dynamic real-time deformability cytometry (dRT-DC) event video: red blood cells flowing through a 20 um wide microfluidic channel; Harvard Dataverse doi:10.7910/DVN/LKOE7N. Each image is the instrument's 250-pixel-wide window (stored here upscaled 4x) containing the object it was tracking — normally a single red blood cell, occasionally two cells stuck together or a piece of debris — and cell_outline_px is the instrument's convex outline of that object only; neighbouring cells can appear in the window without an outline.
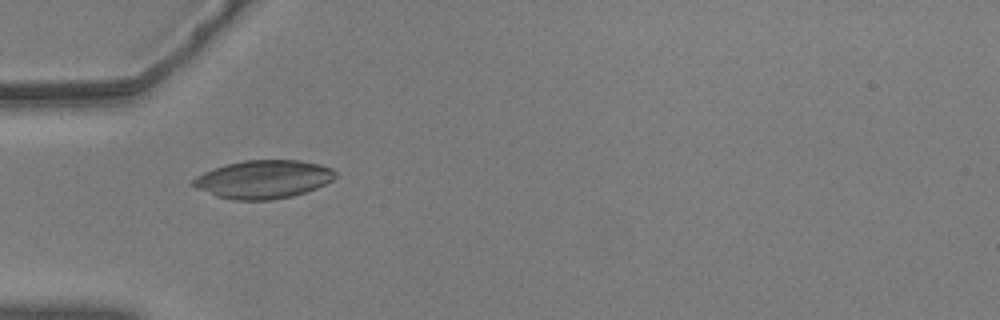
{"species": "common noctule bat (a hibernating species)", "species_latin": "Nyctalus noctula", "temperature_condition": "warm", "stored_images_in_passage": 5, "camera_frame_rate_fps": 3000, "um_per_image_px": 0.085, "animal": {"sex": "male", "body_mass_g": 20.5, "forearm_length_mm": 52.5}, "frame": {"image": 1, "passage_image": 1, "time_ms": 0.0, "image_size_px": [1000, 320], "cell_outline_px": [[336, 176], [332, 180], [316, 188], [292, 196], [272, 200], [232, 200], [216, 196], [196, 188], [192, 184], [192, 180], [196, 176], [204, 172], [224, 164], [244, 160], [300, 160], [320, 164], [332, 168], [336, 172]], "centroid_in_image_um": [22.38, 15.24], "position_along_channel_um": 62.6, "area_um2": 31.79}}
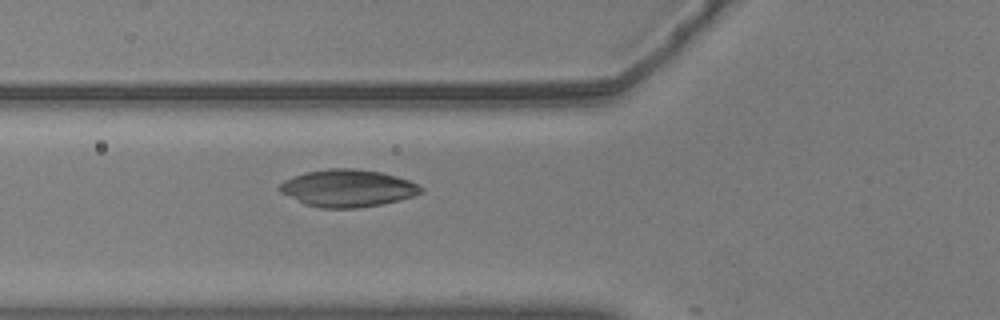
{"frame": {"image": 2, "passage_image": 4, "time_ms": 1.0, "image_size_px": [1000, 320], "cell_outline_px": [[424, 192], [400, 200], [384, 204], [356, 208], [320, 208], [304, 204], [280, 192], [276, 188], [284, 180], [308, 172], [328, 168], [352, 168], [380, 172], [396, 176], [420, 184], [424, 188]], "centroid_in_image_um": [29.58, 16.0], "position_along_channel_um": 96.2, "area_um2": 30.81}}